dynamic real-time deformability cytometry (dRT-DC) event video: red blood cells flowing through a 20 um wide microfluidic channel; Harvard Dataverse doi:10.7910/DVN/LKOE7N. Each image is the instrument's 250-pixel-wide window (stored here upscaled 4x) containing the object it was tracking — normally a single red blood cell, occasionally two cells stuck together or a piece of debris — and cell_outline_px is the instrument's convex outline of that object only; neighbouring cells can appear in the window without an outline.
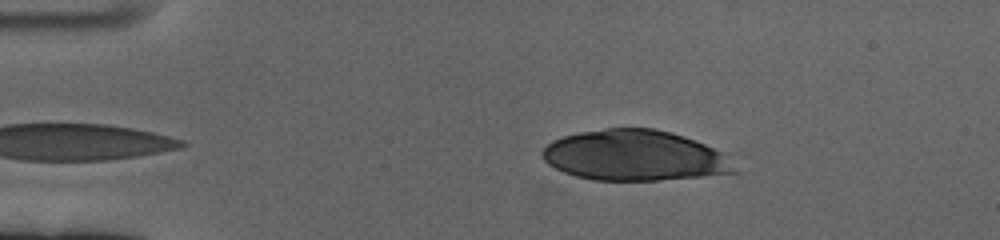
{"species": "human", "species_latin": "Homo sapiens", "temperature_condition": "cold", "stored_images_in_passage": 43, "camera_frame_rate_fps": 3000, "um_per_image_px": 0.085, "donor": {"sex": "female"}, "frame": {"image": 1, "passage_image": 3, "time_ms": 0.667, "image_size_px": [1000, 240], "cell_outline_px": [[744, 172], [704, 176], [656, 180], [592, 180], [576, 176], [564, 172], [548, 164], [540, 156], [540, 152], [552, 140], [564, 136], [580, 132], [608, 128], [652, 128], [672, 132], [696, 140], [724, 152]], "centroid_in_image_um": [54.01, 13.22], "position_along_channel_um": 31.0, "area_um2": 57.16}}